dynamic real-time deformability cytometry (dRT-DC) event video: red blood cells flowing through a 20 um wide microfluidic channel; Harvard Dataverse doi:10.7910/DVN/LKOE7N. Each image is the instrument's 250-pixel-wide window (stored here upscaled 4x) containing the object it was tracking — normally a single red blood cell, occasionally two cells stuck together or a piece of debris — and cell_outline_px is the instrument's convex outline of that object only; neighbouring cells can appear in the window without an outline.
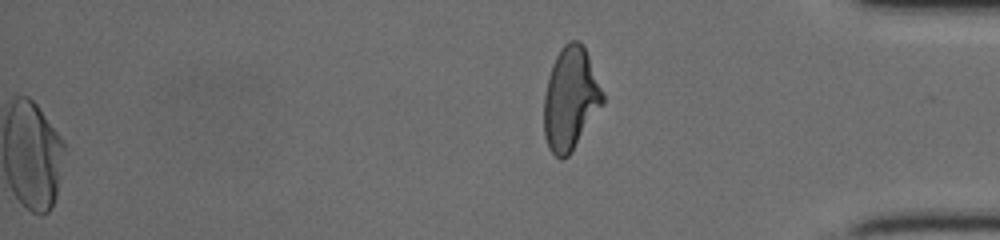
{"species": "human", "species_latin": "Homo sapiens", "temperature_condition": "cold", "stored_images_in_passage": 42, "segment_of_instrument_passage": [2, 2], "camera_frame_rate_fps": 3000, "um_per_image_px": 0.085, "donor": {"sex": "female"}, "frame": {"image": 1, "passage_image": 42, "time_ms": 13.667, "image_size_px": [1000, 240], "cell_outline_px": [[604, 104], [568, 156], [564, 160], [560, 160], [548, 148], [544, 136], [544, 96], [548, 76], [552, 64], [560, 48], [568, 40], [580, 40], [584, 44], [604, 96]], "centroid_in_image_um": [48.48, 8.38], "position_along_channel_um": 386.7, "area_um2": 35.37}}